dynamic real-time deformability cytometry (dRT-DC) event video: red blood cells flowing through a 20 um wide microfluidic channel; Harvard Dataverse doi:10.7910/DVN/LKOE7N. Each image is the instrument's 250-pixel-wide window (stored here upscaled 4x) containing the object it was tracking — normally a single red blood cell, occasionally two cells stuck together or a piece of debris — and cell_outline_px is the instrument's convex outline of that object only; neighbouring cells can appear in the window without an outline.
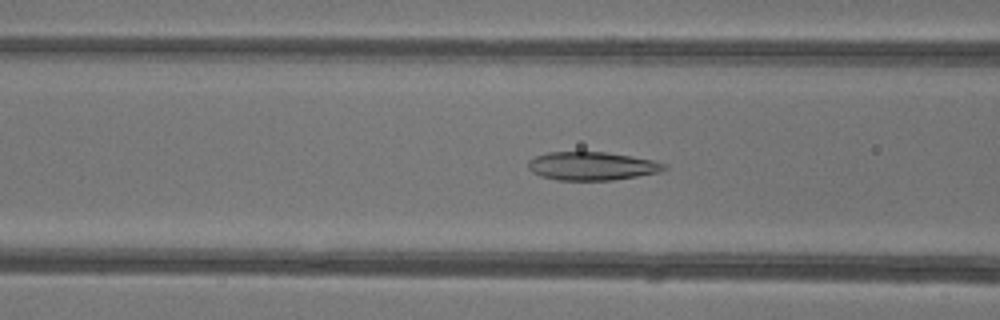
{"species": "common noctule bat (a hibernating species)", "species_latin": "Nyctalus noctula", "temperature_condition": "warm", "stored_images_in_passage": 42, "camera_frame_rate_fps": 3000, "um_per_image_px": 0.085, "animal": {"sex": "female"}, "frame": {"image": 1, "passage_image": 13, "time_ms": 4.0, "image_size_px": [1000, 320], "cell_outline_px": [[668, 168], [660, 172], [612, 180], [556, 180], [540, 176], [532, 172], [528, 168], [528, 160], [536, 156], [548, 152], [604, 152], [632, 156], [652, 160], [668, 164]], "centroid_in_image_um": [50.31, 14.11], "position_along_channel_um": 116.3, "area_um2": 22.54}}
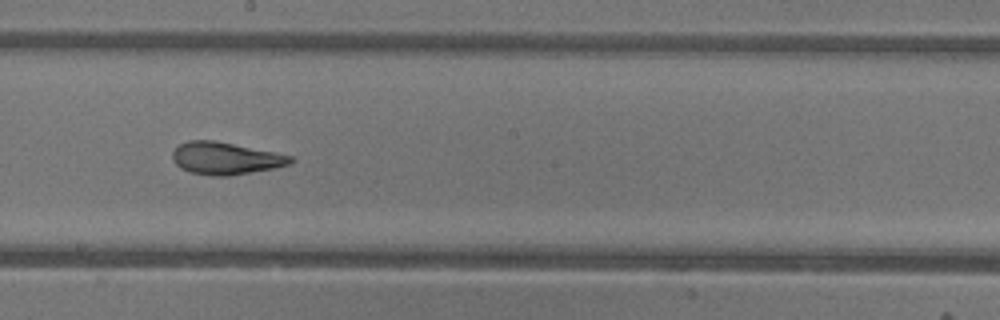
{"frame": {"image": 2, "passage_image": 21, "time_ms": 6.667, "image_size_px": [1000, 320], "cell_outline_px": [[296, 160], [288, 164], [272, 168], [228, 176], [212, 176], [192, 172], [180, 168], [172, 160], [172, 152], [180, 144], [188, 140], [216, 140], [292, 156]], "centroid_in_image_um": [19.13, 13.45], "position_along_channel_um": 229.1, "area_um2": 22.02}}
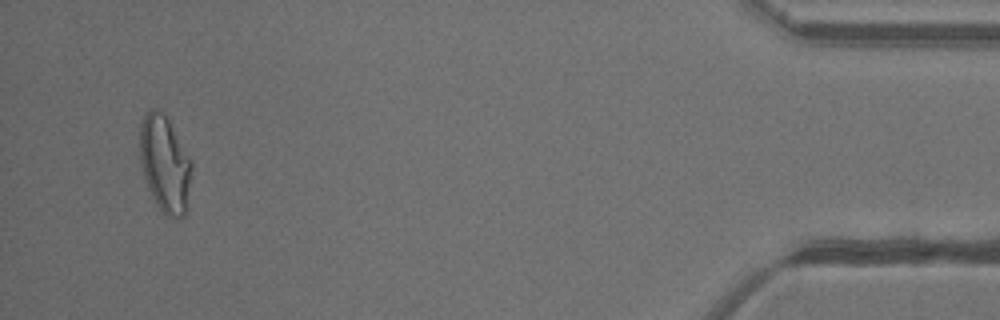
{"frame": {"image": 3, "passage_image": 40, "time_ms": 13.0, "image_size_px": [1000, 320], "cell_outline_px": [[192, 168], [184, 216], [180, 220], [176, 220], [168, 216], [156, 204], [144, 180], [140, 164], [140, 124], [144, 116], [152, 108], [156, 108], [164, 112], [192, 160]], "centroid_in_image_um": [14.0, 13.92], "position_along_channel_um": 421.2, "area_um2": 29.25}, "authors_computed_cell_mechanics": {"area_um2": 23.7847, "velocity_mm_per_s": 4.2136, "shape_relaxation_time_tau1_ms": 5.3975, "shape_relaxation_time_tau2_ms": 1.3707, "deformation_change_tau1": 0.1856, "deformation_change_tau2": 0.0757}}